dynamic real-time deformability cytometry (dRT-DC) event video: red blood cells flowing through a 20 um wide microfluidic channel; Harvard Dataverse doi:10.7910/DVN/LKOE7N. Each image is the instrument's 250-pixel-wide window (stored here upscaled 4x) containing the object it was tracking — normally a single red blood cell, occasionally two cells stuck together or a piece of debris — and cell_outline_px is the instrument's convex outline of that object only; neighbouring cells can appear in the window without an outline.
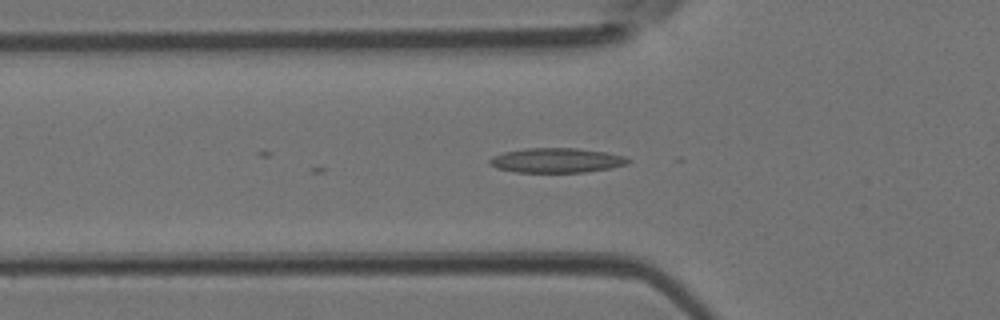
{"species": "Egyptian fruit bat (a non-hibernating species)", "species_latin": "Rousettus aegyptiacus", "temperature_condition": "room temperature", "stored_images_in_passage": 3, "camera_frame_rate_fps": 3000, "um_per_image_px": 0.085, "animal": {"sex": "female"}, "frame": {"image": 1, "passage_image": 3, "time_ms": 0.667, "image_size_px": [1000, 320], "cell_outline_px": [[632, 160], [628, 164], [612, 168], [584, 172], [516, 172], [496, 168], [488, 164], [488, 160], [492, 156], [504, 152], [524, 148], [576, 148], [604, 152], [624, 156]], "centroid_in_image_um": [47.29, 13.63], "position_along_channel_um": 78.5, "area_um2": 20.0}}